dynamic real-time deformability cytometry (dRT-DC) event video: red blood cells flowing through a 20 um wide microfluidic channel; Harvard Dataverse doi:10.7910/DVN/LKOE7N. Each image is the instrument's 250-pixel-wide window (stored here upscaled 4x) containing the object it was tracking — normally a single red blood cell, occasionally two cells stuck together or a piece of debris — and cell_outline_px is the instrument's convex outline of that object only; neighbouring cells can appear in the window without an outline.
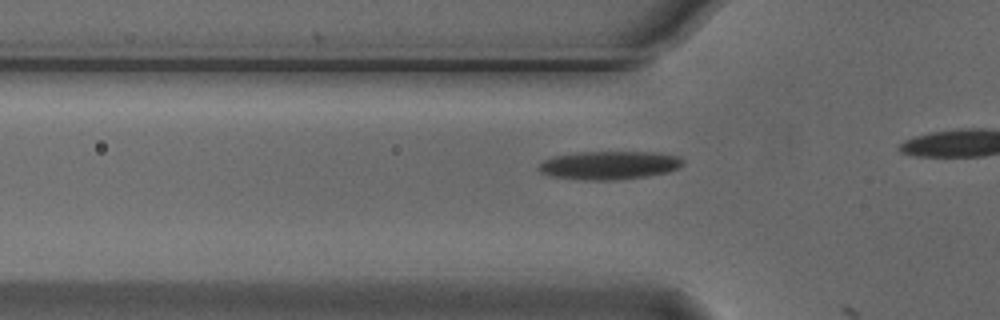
{"species": "Egyptian fruit bat (a non-hibernating species)", "species_latin": "Rousettus aegyptiacus", "temperature_condition": "cold", "stored_images_in_passage": 12, "camera_frame_rate_fps": 3000, "um_per_image_px": 0.085, "animal": {"sex": "male"}, "frame": {"image": 1, "passage_image": 11, "time_ms": 3.333, "image_size_px": [1000, 320], "cell_outline_px": [[684, 164], [680, 168], [668, 172], [648, 176], [616, 180], [580, 180], [552, 176], [540, 172], [536, 168], [544, 160], [556, 156], [580, 152], [660, 152], [676, 156], [684, 160]], "centroid_in_image_um": [51.82, 14.05], "position_along_channel_um": 74.0, "area_um2": 23.99}}